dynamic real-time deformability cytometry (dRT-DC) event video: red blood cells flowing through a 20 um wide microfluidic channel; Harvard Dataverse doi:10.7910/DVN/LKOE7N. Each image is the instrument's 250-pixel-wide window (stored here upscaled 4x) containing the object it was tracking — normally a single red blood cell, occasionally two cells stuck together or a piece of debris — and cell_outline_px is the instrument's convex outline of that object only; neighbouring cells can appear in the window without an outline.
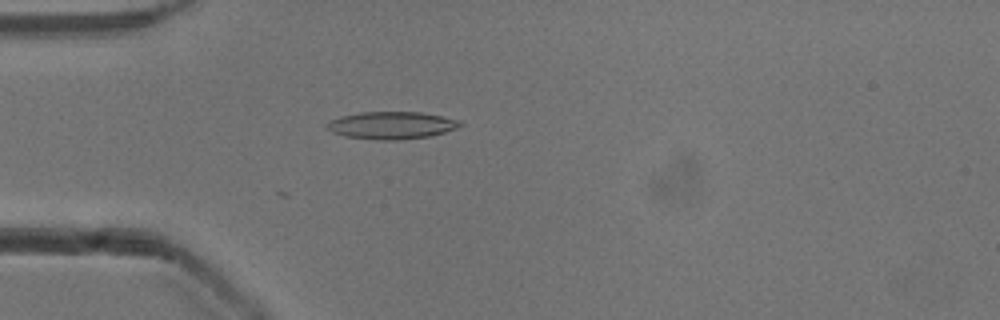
{"species": "common noctule bat (a hibernating species)", "species_latin": "Nyctalus noctula", "temperature_condition": "cold", "stored_images_in_passage": 15, "camera_frame_rate_fps": 3000, "um_per_image_px": 0.085, "animal": {"sex": "male", "body_mass_g": 13.3}, "frame": {"image": 1, "passage_image": 15, "time_ms": 4.667, "image_size_px": [1000, 320], "cell_outline_px": [[464, 124], [456, 128], [444, 132], [428, 136], [400, 140], [380, 140], [344, 136], [332, 132], [324, 128], [324, 124], [328, 120], [340, 116], [360, 112], [420, 112], [460, 120]], "centroid_in_image_um": [33.21, 10.65], "position_along_channel_um": 51.8, "area_um2": 21.39}}